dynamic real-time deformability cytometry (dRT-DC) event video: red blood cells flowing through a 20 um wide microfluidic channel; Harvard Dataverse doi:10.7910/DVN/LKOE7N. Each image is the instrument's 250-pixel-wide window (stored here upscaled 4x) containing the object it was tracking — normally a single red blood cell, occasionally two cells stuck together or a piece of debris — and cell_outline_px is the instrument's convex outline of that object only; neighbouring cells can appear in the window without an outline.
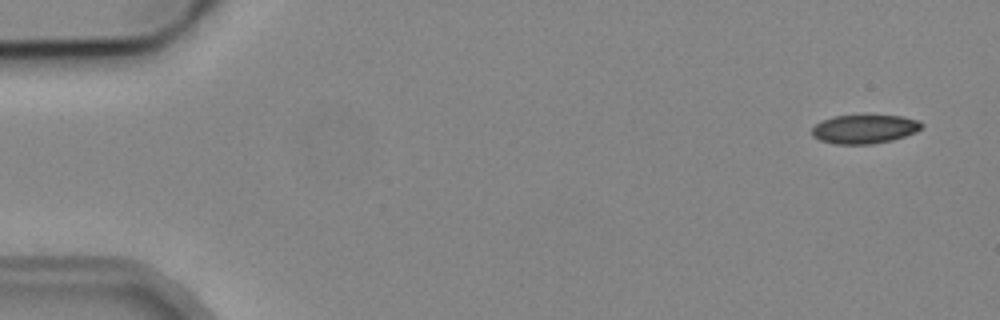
{"species": "common noctule bat (a hibernating species)", "species_latin": "Nyctalus noctula", "temperature_condition": "cold", "stored_images_in_passage": 4, "camera_frame_rate_fps": 3000, "um_per_image_px": 0.085, "animal": {"sex": "male", "body_mass_g": 19.2, "forearm_length_mm": 51.8}, "frame": {"image": 1, "passage_image": 1, "time_ms": 0.0, "image_size_px": [1000, 320], "cell_outline_px": [[924, 124], [916, 132], [892, 140], [872, 144], [836, 144], [820, 140], [812, 136], [812, 128], [820, 120], [832, 116], [900, 116], [920, 120]], "centroid_in_image_um": [73.46, 10.97], "position_along_channel_um": 11.5, "area_um2": 18.38}}